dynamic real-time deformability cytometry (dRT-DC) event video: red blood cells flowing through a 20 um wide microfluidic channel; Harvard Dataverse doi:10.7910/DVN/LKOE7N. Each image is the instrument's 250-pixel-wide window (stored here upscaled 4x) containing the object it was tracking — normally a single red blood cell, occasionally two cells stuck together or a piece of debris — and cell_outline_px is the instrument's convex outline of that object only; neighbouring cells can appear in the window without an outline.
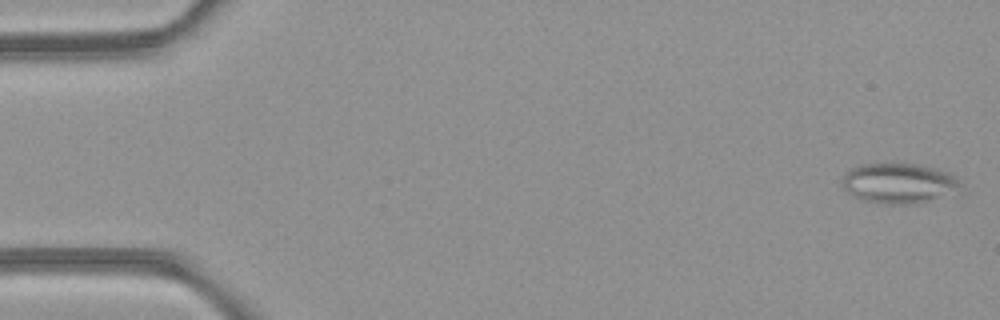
{"species": "common noctule bat (a hibernating species)", "species_latin": "Nyctalus noctula", "temperature_condition": "room temperature", "stored_images_in_passage": 50, "camera_frame_rate_fps": 3000, "um_per_image_px": 0.085, "animal": {"sex": "female", "body_mass_g": 21.9}, "frame": {"image": 1, "passage_image": 2, "time_ms": 0.333, "image_size_px": [1000, 320], "cell_outline_px": [[968, 192], [916, 204], [880, 204], [860, 200], [852, 196], [844, 188], [844, 172], [848, 168], [860, 164], [892, 160], [920, 164], [936, 168], [948, 172], [956, 176], [964, 184]], "centroid_in_image_um": [76.53, 15.55], "position_along_channel_um": 8.5, "area_um2": 29.82}}
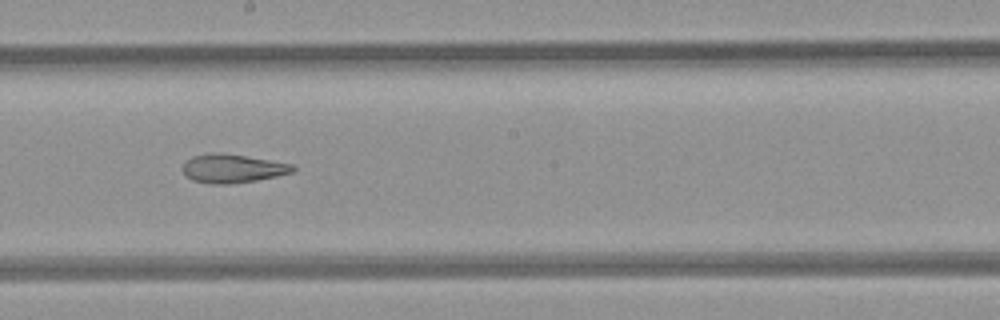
{"frame": {"image": 2, "passage_image": 28, "time_ms": 9.0, "image_size_px": [1000, 320], "cell_outline_px": [[296, 168], [292, 172], [276, 176], [256, 180], [228, 184], [212, 184], [192, 180], [184, 176], [180, 168], [184, 160], [192, 156], [212, 152], [220, 152], [292, 164]], "centroid_in_image_um": [19.66, 14.32], "position_along_channel_um": 228.5, "area_um2": 18.5}}
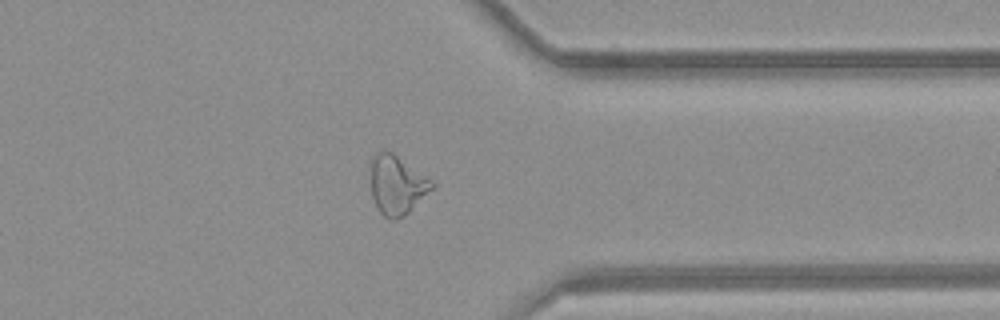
{"frame": {"image": 3, "passage_image": 39, "time_ms": 12.667, "image_size_px": [1000, 320], "cell_outline_px": [[436, 184], [404, 216], [396, 220], [392, 220], [384, 216], [380, 212], [372, 196], [372, 156], [376, 152], [392, 152], [432, 180]], "centroid_in_image_um": [33.74, 15.73], "position_along_channel_um": 377.7, "area_um2": 20.52}, "authors_computed_cell_mechanics": {"area_um2": 23.1778, "velocity_mm_per_s": 4.2579, "shape_relaxation_time_tau1_ms": null, "shape_relaxation_time_tau2_ms": 3.8612, "deformation_change_tau1": null, "deformation_change_tau2": 0.1428}}